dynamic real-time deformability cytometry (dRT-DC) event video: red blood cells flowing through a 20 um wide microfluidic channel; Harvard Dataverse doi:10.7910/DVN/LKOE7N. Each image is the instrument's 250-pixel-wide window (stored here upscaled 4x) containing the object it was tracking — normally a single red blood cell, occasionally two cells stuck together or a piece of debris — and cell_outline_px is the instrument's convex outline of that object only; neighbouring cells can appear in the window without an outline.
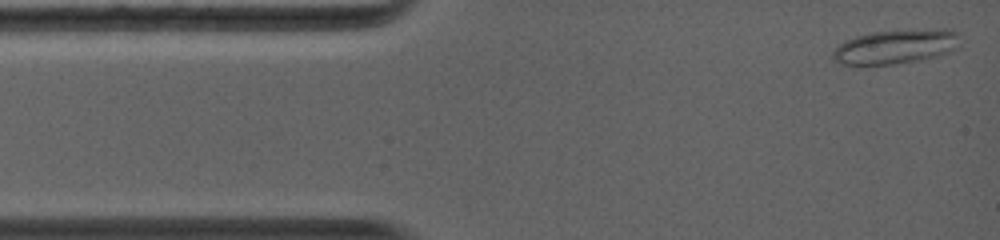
{"species": "common noctule bat (a hibernating species)", "species_latin": "Nyctalus noctula", "temperature_condition": "warm", "stored_images_in_passage": 11, "camera_frame_rate_fps": 5000, "um_per_image_px": 0.085, "animal": {"sex": "female", "body_mass_g": 19.0, "forearm_length_mm": 56.7}, "frame": {"image": 1, "passage_image": 1, "time_ms": 0.0, "image_size_px": [1000, 240], "cell_outline_px": [[960, 48], [936, 56], [920, 60], [892, 64], [840, 64], [832, 60], [832, 52], [844, 40], [856, 36], [872, 32], [944, 28], [952, 28], [960, 32]], "centroid_in_image_um": [76.21, 3.95], "position_along_channel_um": 8.8, "area_um2": 25.72}}
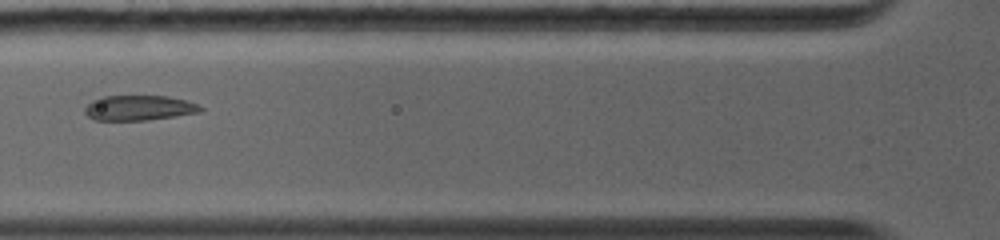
{"frame": {"image": 2, "passage_image": 10, "time_ms": 4.0, "image_size_px": [1000, 240], "cell_outline_px": [[204, 108], [200, 112], [148, 120], [96, 120], [88, 116], [84, 112], [84, 108], [92, 100], [100, 96], [168, 96], [184, 100], [196, 104]], "centroid_in_image_um": [11.78, 9.17], "position_along_channel_um": 114.0, "area_um2": 16.82}}
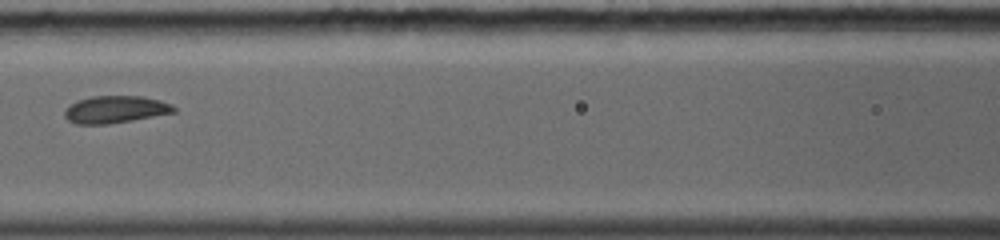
{"frame": {"image": 3, "passage_image": 11, "time_ms": 5.0, "image_size_px": [1000, 240], "cell_outline_px": [[176, 112], [132, 120], [108, 124], [76, 124], [68, 120], [64, 116], [64, 112], [76, 100], [92, 96], [144, 96], [160, 100], [172, 104], [176, 108]], "centroid_in_image_um": [9.82, 9.3], "position_along_channel_um": 156.8, "area_um2": 17.34}}